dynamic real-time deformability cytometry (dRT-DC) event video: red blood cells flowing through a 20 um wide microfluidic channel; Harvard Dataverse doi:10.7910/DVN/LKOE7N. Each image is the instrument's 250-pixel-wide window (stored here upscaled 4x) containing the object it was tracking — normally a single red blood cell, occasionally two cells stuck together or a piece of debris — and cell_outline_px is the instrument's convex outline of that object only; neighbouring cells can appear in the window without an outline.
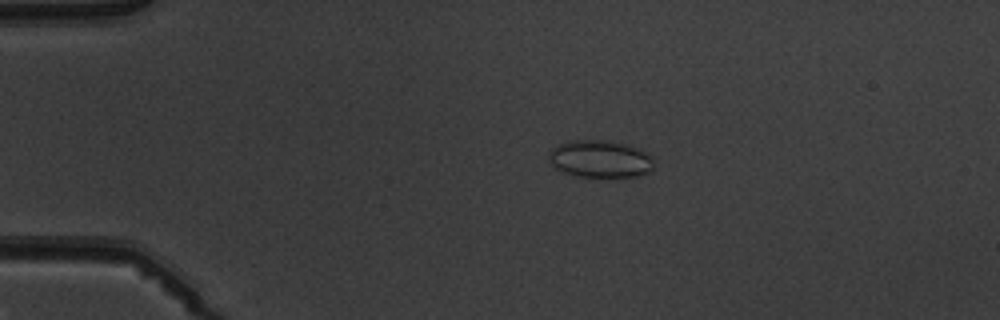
{"species": "common noctule bat (a hibernating species)", "species_latin": "Nyctalus noctula", "temperature_condition": "warm", "stored_images_in_passage": 4, "camera_frame_rate_fps": 3000, "um_per_image_px": 0.085, "animal": {"sex": "male", "body_mass_g": 19.5, "forearm_length_mm": 54.6}, "frame": {"image": 1, "passage_image": 2, "time_ms": 2.0, "image_size_px": [1000, 320], "cell_outline_px": [[656, 164], [652, 172], [636, 176], [576, 176], [564, 172], [556, 168], [552, 164], [548, 156], [548, 152], [552, 148], [560, 144], [572, 140], [600, 140], [624, 144], [636, 148], [652, 156]], "centroid_in_image_um": [51.04, 13.52], "position_along_channel_um": 34.0, "area_um2": 22.72}}
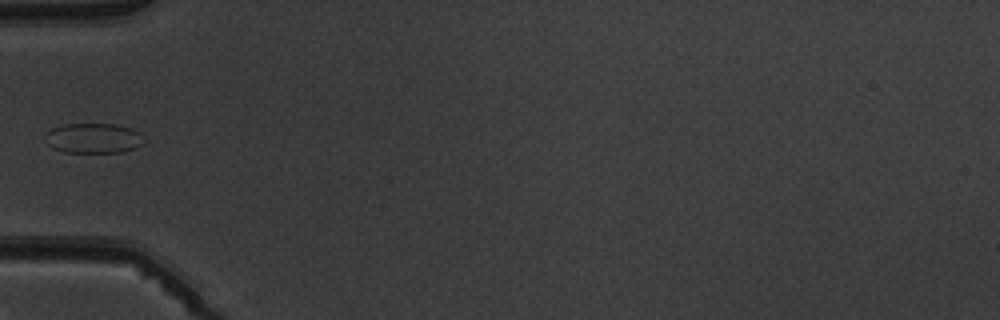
{"frame": {"image": 2, "passage_image": 4, "time_ms": 4.333, "image_size_px": [1000, 320], "cell_outline_px": [[144, 144], [136, 148], [120, 152], [64, 152], [52, 148], [44, 140], [44, 132], [52, 128], [64, 124], [116, 124], [132, 128], [140, 132], [144, 140]], "centroid_in_image_um": [7.93, 11.74], "position_along_channel_um": 77.1, "area_um2": 17.57}}